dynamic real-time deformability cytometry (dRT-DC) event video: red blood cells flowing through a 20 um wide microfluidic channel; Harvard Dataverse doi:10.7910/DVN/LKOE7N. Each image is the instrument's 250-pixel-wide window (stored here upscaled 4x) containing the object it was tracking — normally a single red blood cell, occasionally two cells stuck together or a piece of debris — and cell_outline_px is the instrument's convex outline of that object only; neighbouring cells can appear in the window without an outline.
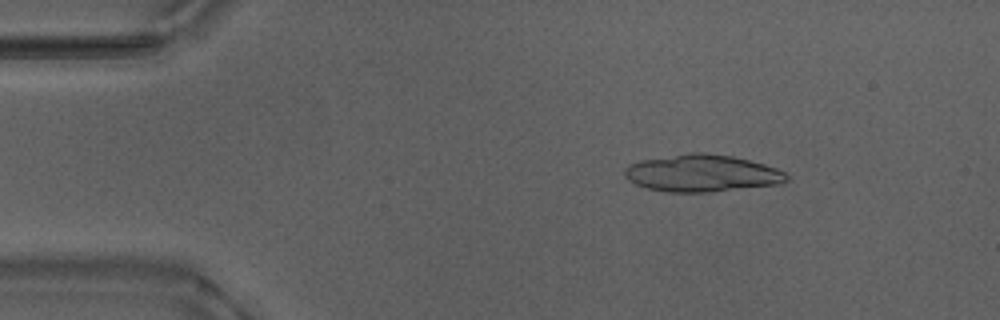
{"species": "Egyptian fruit bat (a non-hibernating species)", "species_latin": "Rousettus aegyptiacus", "temperature_condition": "warm", "stored_images_in_passage": 18, "camera_frame_rate_fps": 3000, "um_per_image_px": 0.085, "animal": {"sex": "male"}, "frame": {"image": 1, "passage_image": 8, "time_ms": 2.333, "image_size_px": [1000, 320], "cell_outline_px": [[788, 180], [780, 184], [708, 192], [668, 192], [648, 188], [636, 184], [628, 180], [624, 176], [624, 168], [628, 164], [640, 160], [688, 152], [704, 152], [732, 156], [764, 164], [776, 168], [784, 172], [788, 176]], "centroid_in_image_um": [59.63, 14.71], "position_along_channel_um": 25.4, "area_um2": 35.14}}